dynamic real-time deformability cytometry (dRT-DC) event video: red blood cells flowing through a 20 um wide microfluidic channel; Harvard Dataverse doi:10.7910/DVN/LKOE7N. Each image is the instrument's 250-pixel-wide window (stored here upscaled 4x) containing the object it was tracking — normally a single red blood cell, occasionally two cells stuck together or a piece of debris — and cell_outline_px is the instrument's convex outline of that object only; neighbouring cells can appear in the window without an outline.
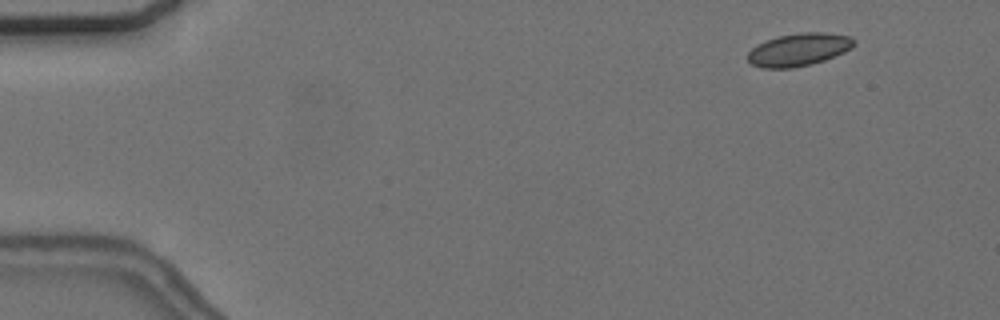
{"species": "common noctule bat (a hibernating species)", "species_latin": "Nyctalus noctula", "temperature_condition": "cold", "stored_images_in_passage": 17, "camera_frame_rate_fps": 3000, "um_per_image_px": 0.085, "animal": {"sex": "female", "body_mass_g": 24.6, "forearm_length_mm": 56.2}, "frame": {"image": 1, "passage_image": 6, "time_ms": 1.667, "image_size_px": [1000, 320], "cell_outline_px": [[856, 44], [852, 48], [844, 52], [824, 60], [812, 64], [792, 68], [760, 68], [752, 64], [748, 60], [748, 52], [752, 48], [764, 40], [776, 36], [800, 32], [824, 32], [852, 36], [856, 40]], "centroid_in_image_um": [67.91, 4.2], "position_along_channel_um": 17.1, "area_um2": 20.58}}